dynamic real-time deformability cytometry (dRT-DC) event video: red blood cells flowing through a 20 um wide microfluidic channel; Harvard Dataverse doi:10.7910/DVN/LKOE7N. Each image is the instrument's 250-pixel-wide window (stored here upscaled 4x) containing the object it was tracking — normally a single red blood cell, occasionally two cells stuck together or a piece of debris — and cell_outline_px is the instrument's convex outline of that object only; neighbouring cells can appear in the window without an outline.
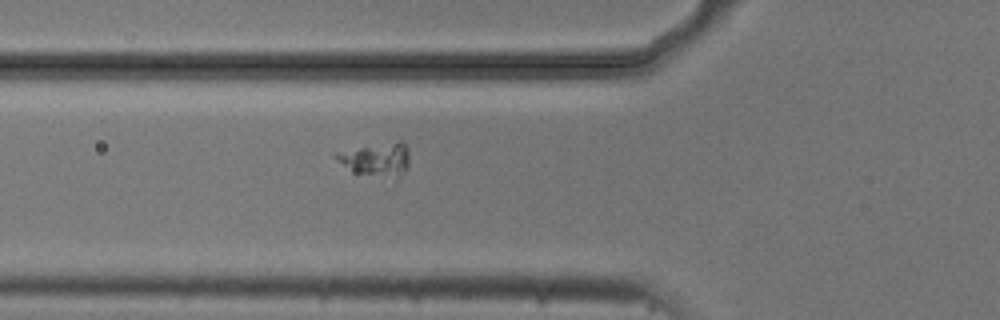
{"species": "common noctule bat (a hibernating species)", "species_latin": "Nyctalus noctula", "temperature_condition": "cold", "stored_images_in_passage": 6, "camera_frame_rate_fps": 3000, "um_per_image_px": 0.085, "animal": {"sex": "male", "body_mass_g": 20.5, "forearm_length_mm": 52.5}, "frame": {"image": 1, "passage_image": 6, "time_ms": 1.667, "image_size_px": [1000, 320], "cell_outline_px": [[408, 168], [396, 176], [352, 172], [336, 160], [332, 156], [336, 152], [396, 140], [400, 140], [408, 148]], "centroid_in_image_um": [31.96, 13.49], "position_along_channel_um": 93.8, "area_um2": 13.87}}